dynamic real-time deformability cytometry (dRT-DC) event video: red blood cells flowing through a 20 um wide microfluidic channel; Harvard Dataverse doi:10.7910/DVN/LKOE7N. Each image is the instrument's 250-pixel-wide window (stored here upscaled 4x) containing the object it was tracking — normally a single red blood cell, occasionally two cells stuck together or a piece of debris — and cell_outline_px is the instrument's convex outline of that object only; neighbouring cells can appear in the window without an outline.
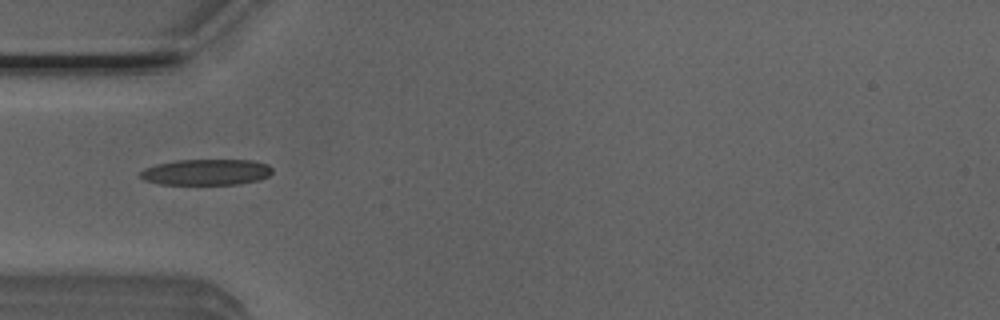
{"species": "Egyptian fruit bat (a non-hibernating species)", "species_latin": "Rousettus aegyptiacus", "temperature_condition": "room temperature", "stored_images_in_passage": 39, "camera_frame_rate_fps": 3000, "um_per_image_px": 0.085, "animal": {"sex": "male"}, "frame": {"image": 1, "passage_image": 3, "time_ms": 0.667, "image_size_px": [1000, 320], "cell_outline_px": [[272, 172], [268, 176], [260, 180], [240, 184], [160, 184], [144, 180], [140, 176], [140, 172], [144, 168], [156, 164], [176, 160], [252, 160], [268, 164], [272, 168]], "centroid_in_image_um": [17.54, 14.63], "position_along_channel_um": 67.5, "area_um2": 20.06}}
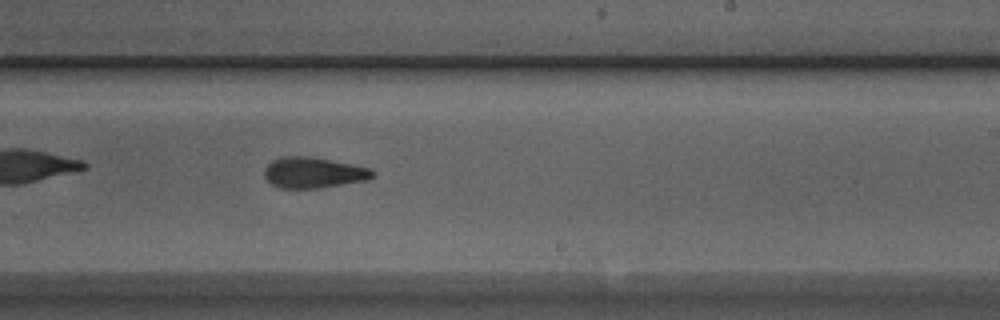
{"frame": {"image": 2, "passage_image": 18, "time_ms": 5.667, "image_size_px": [1000, 320], "cell_outline_px": [[376, 172], [368, 180], [320, 188], [280, 188], [272, 184], [264, 176], [264, 168], [272, 160], [280, 156], [312, 156], [372, 168]], "centroid_in_image_um": [26.65, 14.66], "position_along_channel_um": 262.3, "area_um2": 19.65}}
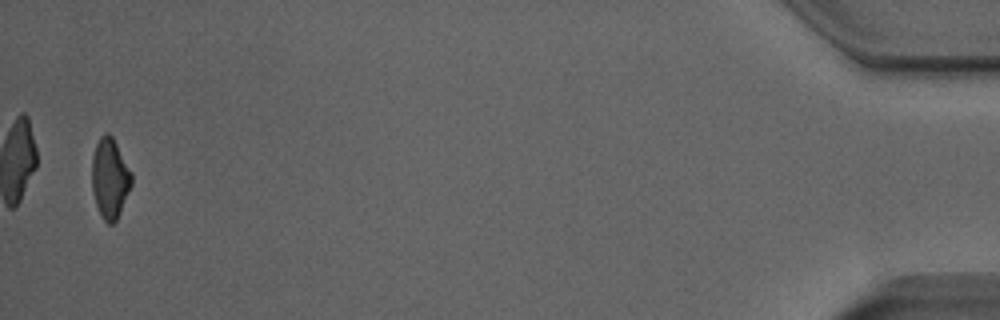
{"frame": {"image": 3, "passage_image": 38, "time_ms": 12.333, "image_size_px": [1000, 320], "cell_outline_px": [[132, 184], [116, 220], [112, 224], [108, 224], [100, 216], [92, 192], [92, 156], [96, 144], [100, 136], [108, 132], [112, 136], [132, 172]], "centroid_in_image_um": [9.33, 15.15], "position_along_channel_um": 425.9, "area_um2": 18.5}, "authors_computed_cell_mechanics": {"area_um2": 19.7676, "velocity_mm_per_s": 3.8925, "shape_relaxation_time_tau1_ms": 8.033, "shape_relaxation_time_tau2_ms": 2.8331, "deformation_change_tau1": 0.1852, "deformation_change_tau2": 0.1146}}